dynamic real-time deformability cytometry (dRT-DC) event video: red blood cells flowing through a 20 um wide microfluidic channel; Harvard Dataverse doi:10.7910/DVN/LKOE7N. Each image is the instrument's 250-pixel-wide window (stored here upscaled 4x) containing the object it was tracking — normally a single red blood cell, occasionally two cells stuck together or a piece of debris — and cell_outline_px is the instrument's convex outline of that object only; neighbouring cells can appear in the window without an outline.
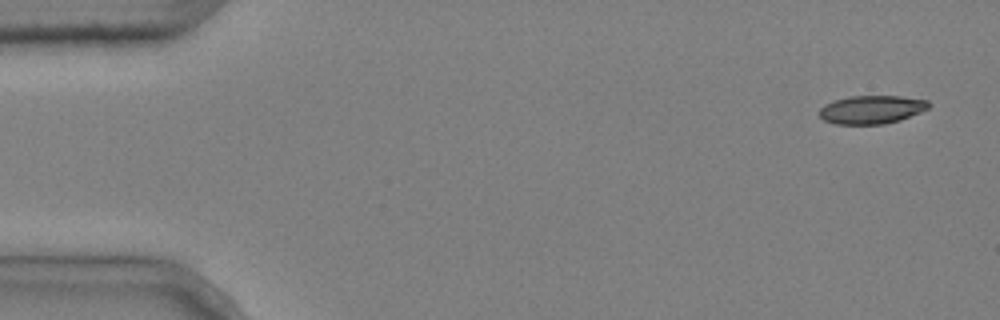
{"species": "common noctule bat (a hibernating species)", "species_latin": "Nyctalus noctula", "temperature_condition": "cold", "stored_images_in_passage": 4, "camera_frame_rate_fps": 3000, "um_per_image_px": 0.085, "animal": {"sex": "male", "body_mass_g": 20.4}, "frame": {"image": 1, "passage_image": 1, "time_ms": 0.0, "image_size_px": [1000, 320], "cell_outline_px": [[932, 104], [928, 108], [920, 112], [900, 120], [884, 124], [836, 124], [824, 120], [820, 116], [820, 108], [824, 104], [832, 100], [848, 96], [900, 96], [928, 100]], "centroid_in_image_um": [74.08, 9.3], "position_along_channel_um": 10.9, "area_um2": 18.15}}
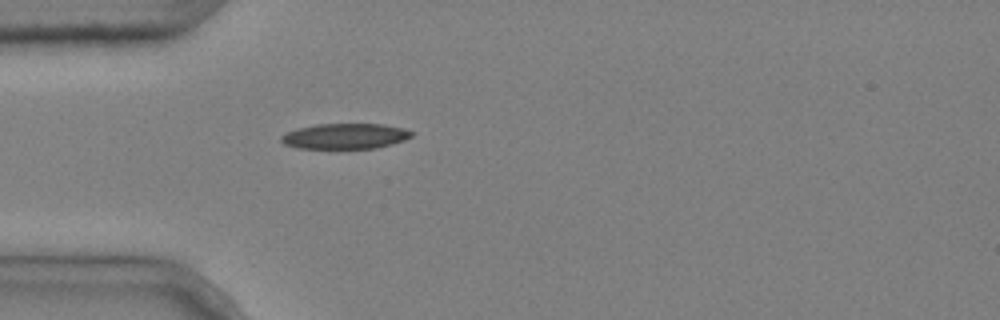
{"frame": {"image": 2, "passage_image": 4, "time_ms": 1.0, "image_size_px": [1000, 320], "cell_outline_px": [[416, 132], [412, 136], [404, 140], [392, 144], [376, 148], [296, 148], [284, 144], [280, 140], [280, 136], [296, 128], [316, 124], [384, 124], [404, 128]], "centroid_in_image_um": [29.35, 11.57], "position_along_channel_um": 55.6, "area_um2": 19.48}}